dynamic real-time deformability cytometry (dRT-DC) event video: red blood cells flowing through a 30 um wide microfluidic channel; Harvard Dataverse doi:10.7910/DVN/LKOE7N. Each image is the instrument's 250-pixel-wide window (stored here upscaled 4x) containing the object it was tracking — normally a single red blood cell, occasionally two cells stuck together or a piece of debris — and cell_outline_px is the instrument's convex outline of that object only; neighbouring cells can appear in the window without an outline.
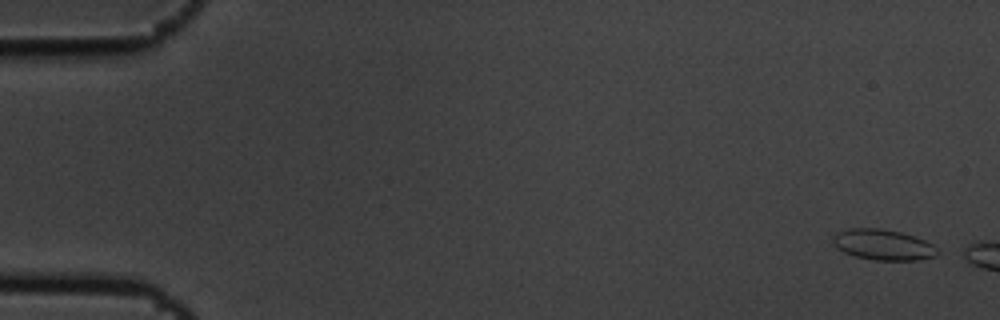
{"species": "common noctule bat (a hibernating species)", "species_latin": "Nyctalus noctula", "temperature_condition": "cold", "stored_images_in_passage": 7, "camera_frame_rate_fps": 3000, "um_per_image_px": 0.085, "animal": {"sex": "male", "body_mass_g": 19.5, "forearm_length_mm": 54.6}, "frame": {"image": 1, "passage_image": 1, "time_ms": 0.0, "image_size_px": [1000, 320], "cell_outline_px": [[940, 252], [936, 256], [920, 260], [872, 260], [856, 256], [844, 252], [836, 248], [832, 244], [832, 236], [836, 232], [848, 228], [880, 228], [900, 232], [924, 240], [932, 244]], "centroid_in_image_um": [75.03, 20.8], "position_along_channel_um": 10.0, "area_um2": 18.84}}
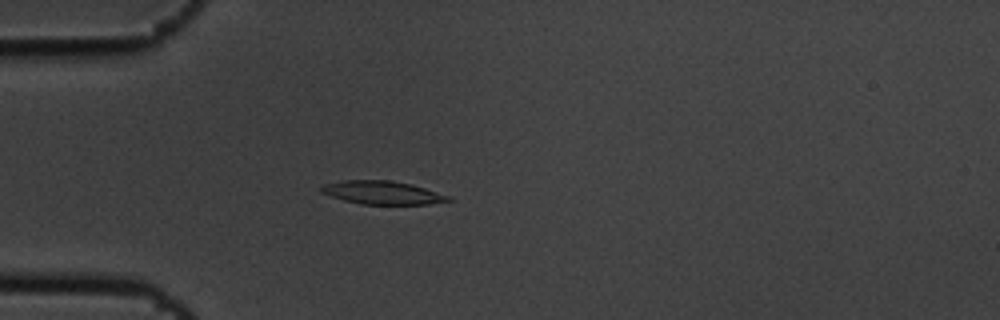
{"frame": {"image": 2, "passage_image": 6, "time_ms": 1.667, "image_size_px": [1000, 320], "cell_outline_px": [[452, 200], [428, 204], [360, 204], [344, 200], [320, 192], [320, 188], [324, 184], [344, 180], [388, 180], [408, 184], [424, 188], [452, 196]], "centroid_in_image_um": [32.5, 16.38], "position_along_channel_um": 52.5, "area_um2": 17.05}}